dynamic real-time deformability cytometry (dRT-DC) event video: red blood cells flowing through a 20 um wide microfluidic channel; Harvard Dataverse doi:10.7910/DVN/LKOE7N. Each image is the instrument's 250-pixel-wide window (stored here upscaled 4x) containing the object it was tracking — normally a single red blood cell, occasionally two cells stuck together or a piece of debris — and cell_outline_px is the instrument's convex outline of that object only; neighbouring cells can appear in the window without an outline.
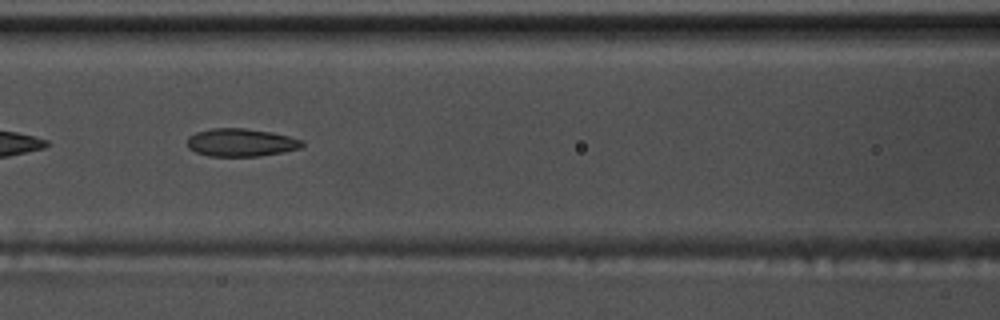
{"species": "common noctule bat (a hibernating species)", "species_latin": "Nyctalus noctula", "temperature_condition": "warm", "stored_images_in_passage": 40, "camera_frame_rate_fps": 3000, "um_per_image_px": 0.085, "animal": {"sex": "male", "body_mass_g": 17.5, "forearm_length_mm": 52.3}, "frame": {"image": 1, "passage_image": 9, "time_ms": 2.667, "image_size_px": [1000, 320], "cell_outline_px": [[304, 144], [300, 148], [284, 152], [260, 156], [208, 156], [196, 152], [188, 148], [188, 136], [196, 132], [212, 128], [244, 128], [272, 132], [304, 140]], "centroid_in_image_um": [20.49, 12.11], "position_along_channel_um": 146.1, "area_um2": 18.79}}
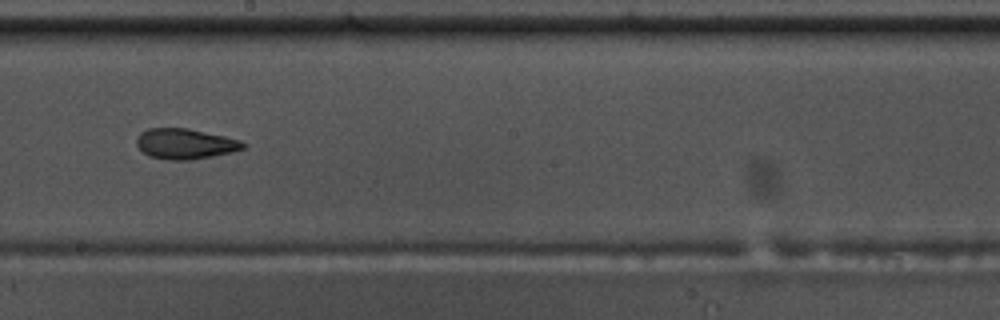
{"frame": {"image": 2, "passage_image": 16, "time_ms": 5.0, "image_size_px": [1000, 320], "cell_outline_px": [[244, 148], [232, 152], [192, 160], [168, 160], [148, 156], [136, 144], [136, 136], [140, 132], [148, 128], [188, 128], [224, 136], [240, 140], [244, 144]], "centroid_in_image_um": [15.7, 12.22], "position_along_channel_um": 232.5, "area_um2": 18.9}}
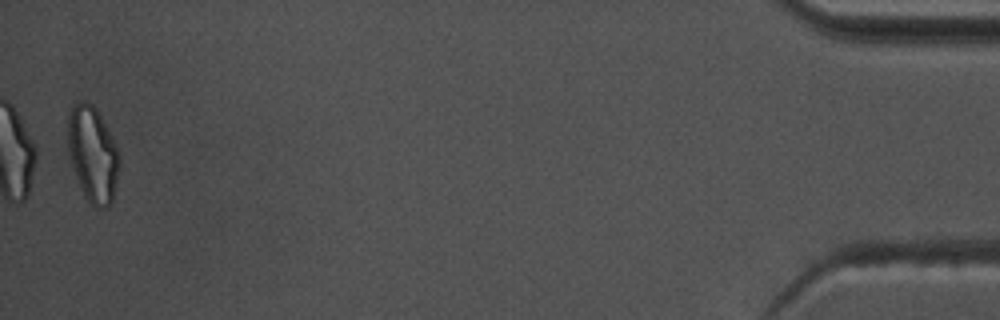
{"frame": {"image": 3, "passage_image": 39, "time_ms": 12.667, "image_size_px": [1000, 320], "cell_outline_px": [[120, 168], [112, 200], [108, 208], [96, 208], [88, 200], [76, 176], [68, 156], [68, 108], [76, 100], [84, 100], [92, 104], [96, 108], [112, 136], [116, 144], [120, 156]], "centroid_in_image_um": [7.88, 13.05], "position_along_channel_um": 427.3, "area_um2": 29.02}, "authors_computed_cell_mechanics": {"area_um2": 19.2763, "velocity_mm_per_s": 3.7225, "shape_relaxation_time_tau1_ms": 10.6994, "shape_relaxation_time_tau2_ms": 2.4085, "deformation_change_tau1": 0.2129, "deformation_change_tau2": 0.0961}}